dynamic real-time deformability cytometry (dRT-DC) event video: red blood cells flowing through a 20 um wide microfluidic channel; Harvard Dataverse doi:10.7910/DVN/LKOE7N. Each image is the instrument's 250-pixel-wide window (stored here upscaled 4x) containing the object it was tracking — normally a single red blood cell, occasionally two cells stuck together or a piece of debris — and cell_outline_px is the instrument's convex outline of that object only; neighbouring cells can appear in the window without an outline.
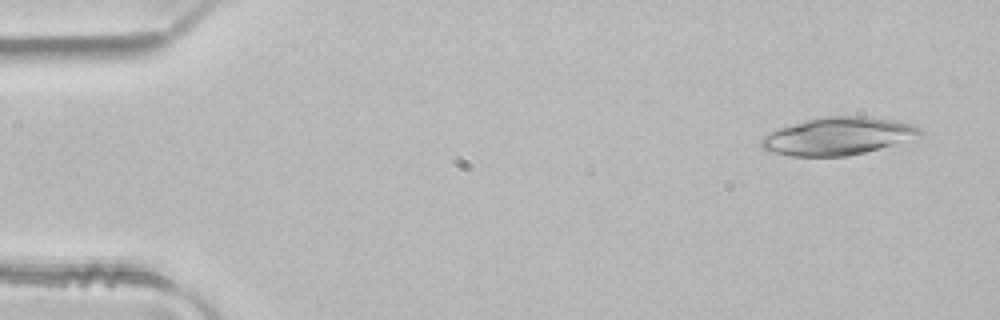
{"species": "common noctule bat (a hibernating species)", "species_latin": "Nyctalus noctula", "temperature_condition": "room temperature", "stored_images_in_passage": 3, "camera_frame_rate_fps": 3000, "um_per_image_px": 0.085, "animal": {"sex": "male", "body_mass_g": 21.5, "forearm_length_mm": 52.0}, "frame": {"image": 1, "passage_image": 1, "time_ms": 0.0, "image_size_px": [1000, 320], "cell_outline_px": [[924, 132], [920, 136], [904, 148], [848, 156], [788, 156], [768, 152], [760, 148], [760, 140], [764, 136], [780, 128], [792, 124], [820, 116], [868, 116], [900, 120], [912, 124], [920, 128]], "centroid_in_image_um": [71.44, 11.61], "position_along_channel_um": 13.6, "area_um2": 36.76}}